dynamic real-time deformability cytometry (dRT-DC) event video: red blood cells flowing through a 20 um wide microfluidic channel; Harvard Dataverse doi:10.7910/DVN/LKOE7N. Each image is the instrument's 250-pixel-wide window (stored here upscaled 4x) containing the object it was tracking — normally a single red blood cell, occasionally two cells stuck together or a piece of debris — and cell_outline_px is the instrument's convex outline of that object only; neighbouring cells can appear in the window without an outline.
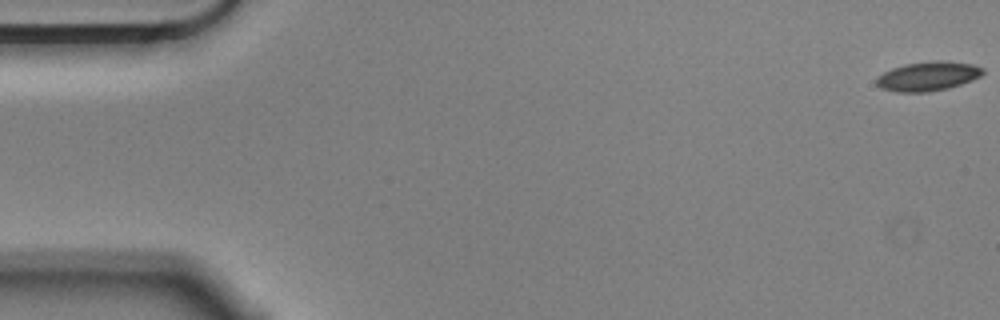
{"species": "Egyptian fruit bat (a non-hibernating species)", "species_latin": "Rousettus aegyptiacus", "temperature_condition": "cold", "stored_images_in_passage": 57, "camera_frame_rate_fps": 3000, "um_per_image_px": 0.085, "animal": {"sex": "male"}, "frame": {"image": 1, "passage_image": 1, "time_ms": 0.0, "image_size_px": [1000, 320], "cell_outline_px": [[984, 72], [980, 76], [972, 80], [948, 88], [928, 92], [896, 92], [880, 88], [876, 84], [876, 76], [892, 68], [904, 64], [936, 60], [940, 60], [972, 64], [984, 68]], "centroid_in_image_um": [78.85, 6.48], "position_along_channel_um": 6.2, "area_um2": 18.21}}
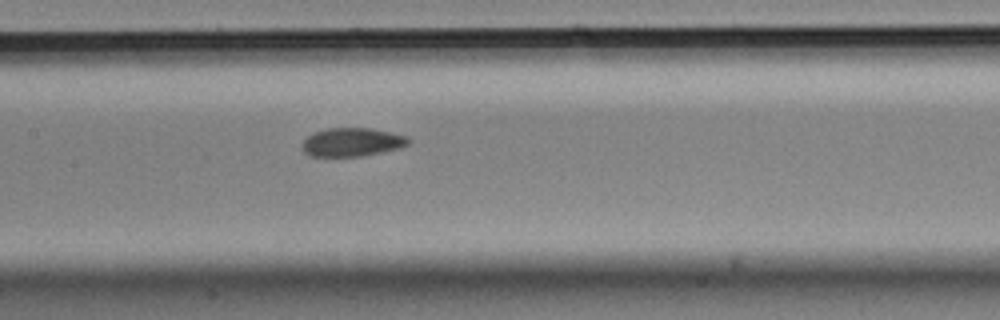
{"frame": {"image": 2, "passage_image": 27, "time_ms": 8.667, "image_size_px": [1000, 320], "cell_outline_px": [[412, 140], [408, 144], [400, 148], [360, 156], [308, 156], [304, 152], [304, 140], [312, 132], [328, 128], [368, 128], [408, 136]], "centroid_in_image_um": [29.93, 12.08], "position_along_channel_um": 177.5, "area_um2": 17.51}}
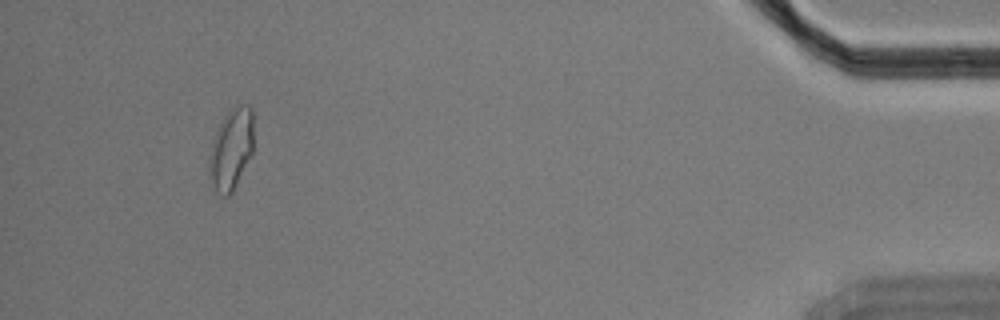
{"frame": {"image": 3, "passage_image": 53, "time_ms": 17.333, "image_size_px": [1000, 320], "cell_outline_px": [[252, 156], [232, 192], [228, 196], [220, 196], [208, 184], [208, 156], [212, 140], [216, 128], [224, 116], [232, 108], [240, 104], [248, 104], [252, 108]], "centroid_in_image_um": [19.6, 12.73], "position_along_channel_um": 415.6, "area_um2": 21.68}, "authors_computed_cell_mechanics": {"area_um2": 18.3226, "velocity_mm_per_s": 3.5558, "shape_relaxation_time_tau1_ms": 7.1913, "shape_relaxation_time_tau2_ms": 2.2159, "deformation_change_tau1": 0.1541, "deformation_change_tau2": 0.0728}}